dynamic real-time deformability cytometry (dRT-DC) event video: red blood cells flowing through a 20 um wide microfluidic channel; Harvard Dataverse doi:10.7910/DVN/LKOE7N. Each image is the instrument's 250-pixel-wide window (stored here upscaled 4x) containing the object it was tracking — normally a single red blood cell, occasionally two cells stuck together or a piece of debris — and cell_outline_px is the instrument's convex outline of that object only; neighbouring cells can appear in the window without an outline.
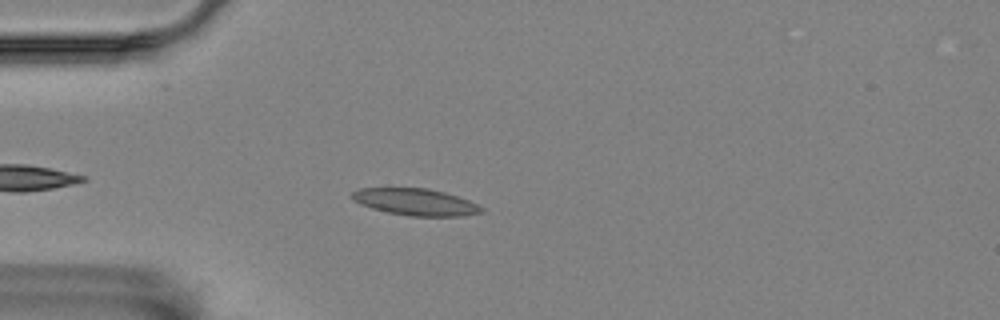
{"species": "Egyptian fruit bat (a non-hibernating species)", "species_latin": "Rousettus aegyptiacus", "temperature_condition": "room temperature", "stored_images_in_passage": 29, "camera_frame_rate_fps": 3000, "um_per_image_px": 0.085, "animal": {"sex": "female"}, "frame": {"image": 1, "passage_image": 7, "time_ms": 2.0, "image_size_px": [1000, 320], "cell_outline_px": [[484, 212], [464, 216], [408, 216], [388, 212], [372, 208], [360, 204], [352, 200], [352, 192], [360, 188], [428, 188], [444, 192], [468, 200], [484, 208]], "centroid_in_image_um": [35.32, 17.17], "position_along_channel_um": 49.7, "area_um2": 20.17}}
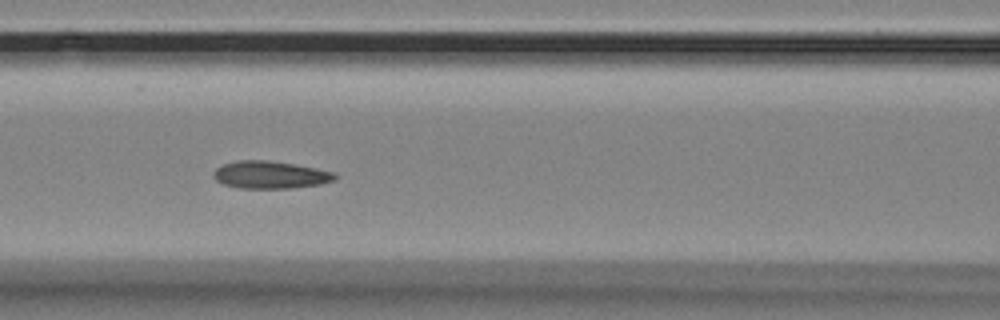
{"frame": {"image": 2, "passage_image": 16, "time_ms": 5.0, "image_size_px": [1000, 320], "cell_outline_px": [[336, 180], [320, 184], [292, 188], [240, 188], [224, 184], [216, 180], [212, 176], [212, 172], [216, 168], [224, 164], [236, 160], [268, 160], [296, 164], [336, 172]], "centroid_in_image_um": [22.98, 14.85], "position_along_channel_um": 143.6, "area_um2": 19.59}}
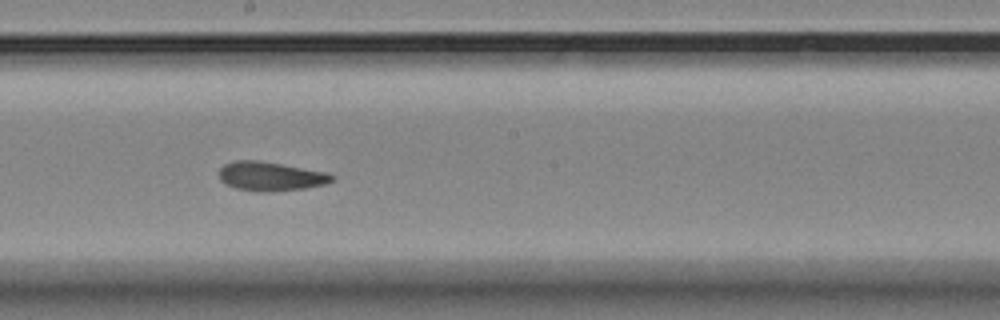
{"frame": {"image": 3, "passage_image": 23, "time_ms": 7.333, "image_size_px": [1000, 320], "cell_outline_px": [[336, 180], [324, 184], [304, 188], [272, 192], [256, 192], [236, 188], [220, 180], [220, 168], [224, 164], [236, 160], [256, 160], [328, 172], [336, 176]], "centroid_in_image_um": [23.04, 14.99], "position_along_channel_um": 225.2, "area_um2": 19.13}}